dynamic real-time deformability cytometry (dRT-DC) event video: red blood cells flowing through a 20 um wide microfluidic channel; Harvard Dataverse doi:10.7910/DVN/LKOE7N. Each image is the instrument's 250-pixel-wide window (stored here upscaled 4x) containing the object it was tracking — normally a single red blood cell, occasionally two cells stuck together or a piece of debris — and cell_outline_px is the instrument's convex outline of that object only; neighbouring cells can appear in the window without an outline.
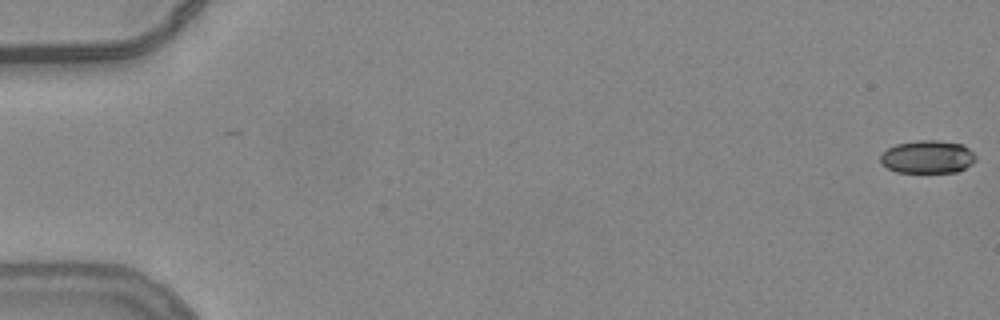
{"species": "common noctule bat (a hibernating species)", "species_latin": "Nyctalus noctula", "temperature_condition": "warm", "stored_images_in_passage": 22, "camera_frame_rate_fps": 3000, "um_per_image_px": 0.085, "animal": {"sex": "female", "body_mass_g": 24.6, "forearm_length_mm": 56.2}, "frame": {"image": 1, "passage_image": 1, "time_ms": 0.0, "image_size_px": [1000, 320], "cell_outline_px": [[976, 160], [972, 164], [956, 172], [896, 172], [880, 164], [880, 156], [888, 148], [896, 144], [920, 140], [936, 140], [960, 144], [968, 148], [976, 156]], "centroid_in_image_um": [78.83, 13.34], "position_along_channel_um": 6.2, "area_um2": 18.21}}
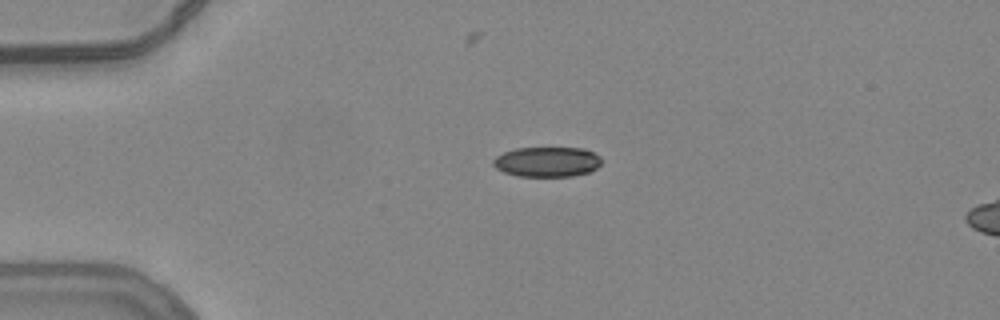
{"frame": {"image": 2, "passage_image": 14, "time_ms": 4.333, "image_size_px": [1000, 320], "cell_outline_px": [[600, 164], [596, 168], [588, 172], [572, 176], [516, 176], [504, 172], [496, 168], [492, 164], [492, 160], [496, 156], [504, 152], [516, 148], [584, 148], [600, 156]], "centroid_in_image_um": [46.47, 13.75], "position_along_channel_um": 38.5, "area_um2": 18.9}}
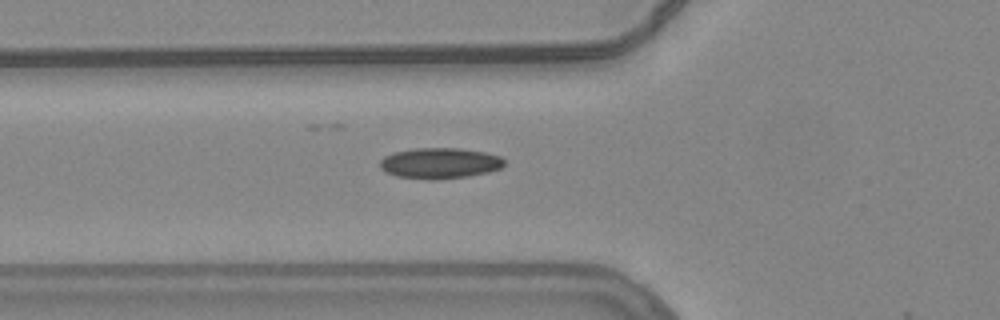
{"frame": {"image": 3, "passage_image": 21, "time_ms": 6.667, "image_size_px": [1000, 320], "cell_outline_px": [[504, 164], [500, 168], [488, 172], [468, 176], [436, 180], [432, 180], [396, 176], [384, 172], [380, 168], [380, 160], [384, 156], [392, 152], [416, 148], [456, 148], [484, 152], [500, 156], [504, 160]], "centroid_in_image_um": [37.34, 13.87], "position_along_channel_um": 88.5, "area_um2": 22.37}}